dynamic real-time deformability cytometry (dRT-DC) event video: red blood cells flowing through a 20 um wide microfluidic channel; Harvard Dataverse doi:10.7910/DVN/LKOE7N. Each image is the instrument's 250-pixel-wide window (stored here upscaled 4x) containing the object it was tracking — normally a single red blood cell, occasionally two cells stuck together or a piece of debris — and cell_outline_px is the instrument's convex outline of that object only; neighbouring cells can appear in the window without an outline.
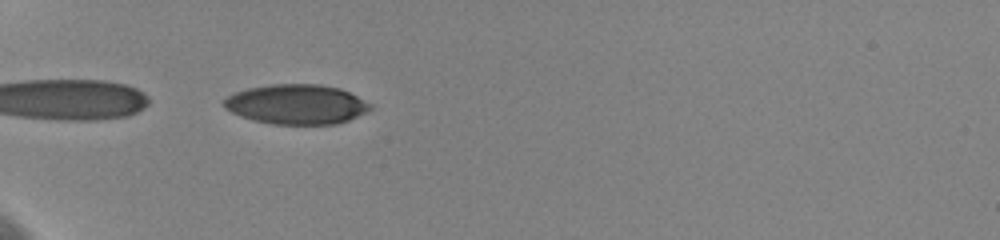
{"species": "human", "species_latin": "Homo sapiens", "temperature_condition": "cold", "stored_images_in_passage": 39, "camera_frame_rate_fps": 3000, "um_per_image_px": 0.085, "donor": {"sex": "female"}, "frame": {"image": 1, "passage_image": 1, "time_ms": 0.0, "image_size_px": [1000, 240], "cell_outline_px": [[372, 108], [368, 112], [348, 120], [336, 124], [272, 124], [252, 120], [240, 116], [224, 108], [220, 104], [220, 100], [232, 92], [248, 88], [272, 84], [320, 84], [340, 88], [372, 104]], "centroid_in_image_um": [25.14, 8.86], "position_along_channel_um": 59.9, "area_um2": 34.33}, "authors_computed_cell_mechanics": {"area_um2": 34.5644, "velocity_mm_per_s": 3.6017, "shape_relaxation_time_tau1_ms": 4.6033, "shape_relaxation_time_tau2_ms": 1.5879, "deformation_change_tau1": 0.1483, "deformation_change_tau2": 0.0594}}